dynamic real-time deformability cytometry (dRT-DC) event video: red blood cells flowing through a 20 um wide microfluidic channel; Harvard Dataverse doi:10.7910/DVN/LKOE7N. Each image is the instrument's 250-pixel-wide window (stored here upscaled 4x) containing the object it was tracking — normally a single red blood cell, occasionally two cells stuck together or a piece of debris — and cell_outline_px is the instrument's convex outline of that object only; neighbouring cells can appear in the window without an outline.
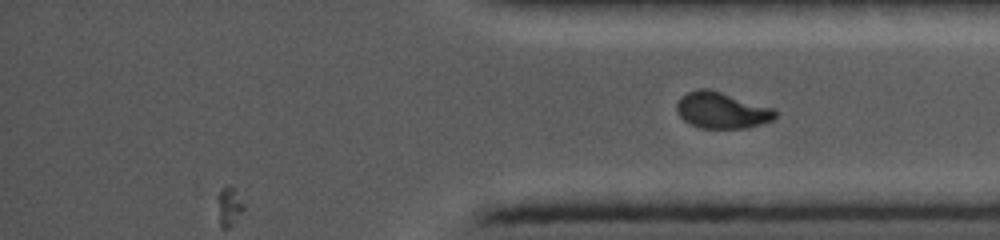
{"species": "common noctule bat (a hibernating species)", "species_latin": "Nyctalus noctula", "temperature_condition": "cold", "stored_images_in_passage": 70, "camera_frame_rate_fps": 5000, "um_per_image_px": 0.085, "animal": {"sex": "female", "body_mass_g": 19.0, "forearm_length_mm": 56.7}, "frame": {"image": 1, "passage_image": 70, "time_ms": 13.8, "image_size_px": [1000, 240], "cell_outline_px": [[776, 116], [772, 120], [748, 128], [700, 128], [684, 120], [676, 112], [676, 104], [680, 96], [688, 92], [700, 88], [708, 88], [776, 108]], "centroid_in_image_um": [61.35, 9.36], "position_along_channel_um": 373.8, "area_um2": 20.98}}